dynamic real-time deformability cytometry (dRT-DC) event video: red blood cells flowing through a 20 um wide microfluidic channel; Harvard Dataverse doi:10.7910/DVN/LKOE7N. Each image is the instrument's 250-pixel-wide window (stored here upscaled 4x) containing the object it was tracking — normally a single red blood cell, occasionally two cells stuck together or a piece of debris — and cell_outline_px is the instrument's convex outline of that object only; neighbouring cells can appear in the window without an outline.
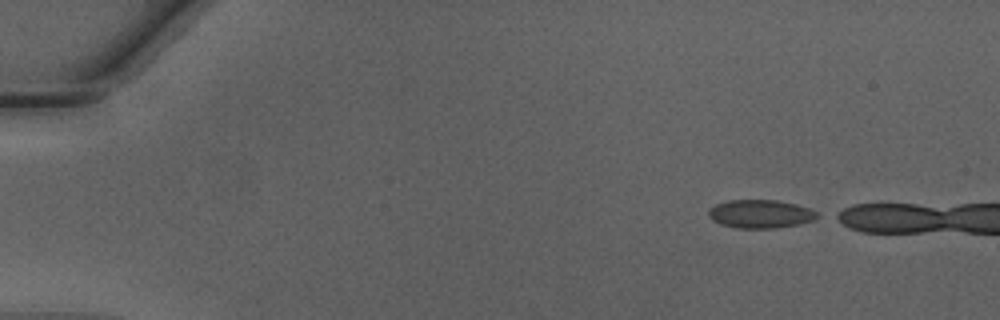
{"species": "Egyptian fruit bat (a non-hibernating species)", "species_latin": "Rousettus aegyptiacus", "temperature_condition": "warm", "stored_images_in_passage": 7, "camera_frame_rate_fps": 3000, "um_per_image_px": 0.085, "animal": {"sex": "male"}, "frame": {"image": 1, "passage_image": 1, "time_ms": 0.0, "image_size_px": [1000, 320], "cell_outline_px": [[820, 216], [812, 220], [800, 224], [776, 228], [736, 228], [720, 224], [712, 220], [708, 216], [708, 208], [716, 204], [728, 200], [776, 200], [796, 204], [808, 208], [816, 212]], "centroid_in_image_um": [64.6, 18.18], "position_along_channel_um": 20.4, "area_um2": 18.03}}